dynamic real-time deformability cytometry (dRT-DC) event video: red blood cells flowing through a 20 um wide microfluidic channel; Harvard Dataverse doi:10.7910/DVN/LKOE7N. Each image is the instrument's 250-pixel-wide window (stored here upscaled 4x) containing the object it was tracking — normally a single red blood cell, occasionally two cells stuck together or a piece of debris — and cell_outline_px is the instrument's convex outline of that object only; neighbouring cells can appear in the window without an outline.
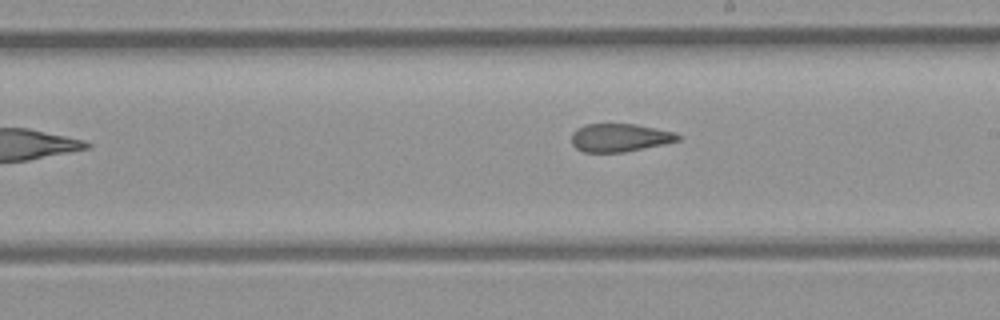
{"species": "common noctule bat (a hibernating species)", "species_latin": "Nyctalus noctula", "temperature_condition": "room temperature", "stored_images_in_passage": 7, "camera_frame_rate_fps": 3000, "um_per_image_px": 0.085, "animal": {"sex": "female", "body_mass_g": 21.9}, "frame": {"image": 1, "passage_image": 6, "time_ms": 6.667, "image_size_px": [1000, 320], "cell_outline_px": [[680, 140], [664, 144], [624, 152], [584, 152], [576, 148], [572, 144], [572, 132], [576, 128], [584, 124], [636, 124], [676, 132], [680, 136]], "centroid_in_image_um": [52.67, 11.69], "position_along_channel_um": 236.3, "area_um2": 17.51}}